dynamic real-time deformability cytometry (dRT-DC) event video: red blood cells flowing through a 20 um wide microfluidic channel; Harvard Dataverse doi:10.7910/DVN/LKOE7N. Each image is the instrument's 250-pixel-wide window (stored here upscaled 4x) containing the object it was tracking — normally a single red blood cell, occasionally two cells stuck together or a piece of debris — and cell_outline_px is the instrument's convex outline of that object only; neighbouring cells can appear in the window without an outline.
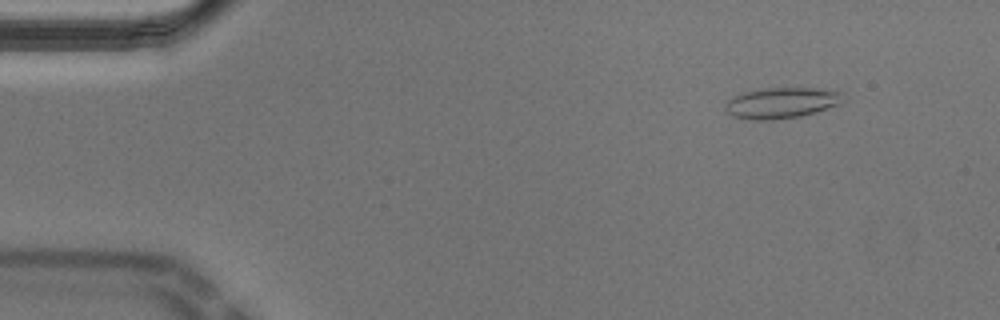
{"species": "Egyptian fruit bat (a non-hibernating species)", "species_latin": "Rousettus aegyptiacus", "temperature_condition": "cold", "stored_images_in_passage": 54, "camera_frame_rate_fps": 3000, "um_per_image_px": 0.085, "animal": {"sex": "male"}, "frame": {"image": 1, "passage_image": 6, "time_ms": 1.667, "image_size_px": [1000, 320], "cell_outline_px": [[848, 100], [840, 104], [816, 112], [800, 116], [776, 120], [752, 120], [732, 116], [724, 108], [728, 100], [732, 96], [744, 92], [764, 88], [816, 88], [844, 92]], "centroid_in_image_um": [66.49, 8.74], "position_along_channel_um": 18.5, "area_um2": 21.56}}
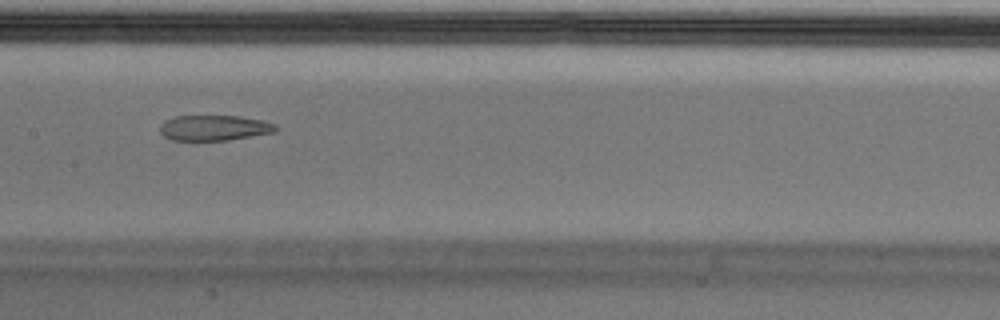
{"frame": {"image": 2, "passage_image": 27, "time_ms": 8.667, "image_size_px": [1000, 320], "cell_outline_px": [[280, 128], [276, 132], [228, 140], [172, 140], [164, 136], [160, 132], [160, 124], [164, 120], [176, 116], [240, 116], [264, 120], [276, 124]], "centroid_in_image_um": [18.25, 10.86], "position_along_channel_um": 189.2, "area_um2": 17.34}}
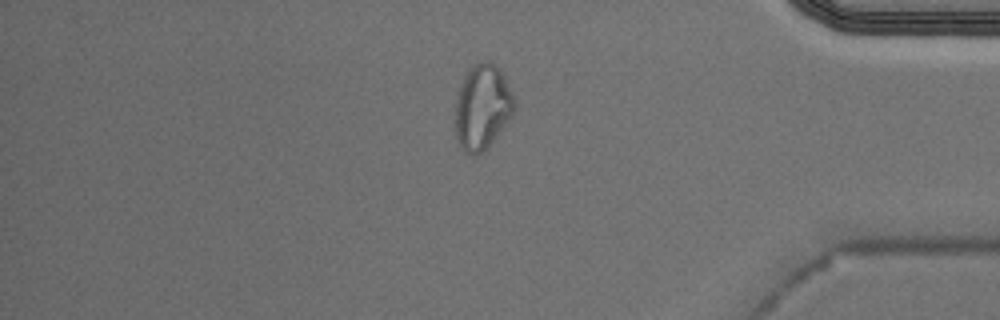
{"frame": {"image": 3, "passage_image": 46, "time_ms": 15.0, "image_size_px": [1000, 320], "cell_outline_px": [[516, 108], [512, 116], [496, 136], [480, 152], [468, 152], [456, 140], [456, 100], [460, 84], [464, 76], [480, 60], [492, 60], [496, 64], [516, 104]], "centroid_in_image_um": [41.0, 9.04], "position_along_channel_um": 394.2, "area_um2": 28.32}, "authors_computed_cell_mechanics": {"area_um2": 20.1722, "velocity_mm_per_s": 3.6683, "shape_relaxation_time_tau1_ms": null, "shape_relaxation_time_tau2_ms": 3.0599, "deformation_change_tau1": null, "deformation_change_tau2": 0.1131}}